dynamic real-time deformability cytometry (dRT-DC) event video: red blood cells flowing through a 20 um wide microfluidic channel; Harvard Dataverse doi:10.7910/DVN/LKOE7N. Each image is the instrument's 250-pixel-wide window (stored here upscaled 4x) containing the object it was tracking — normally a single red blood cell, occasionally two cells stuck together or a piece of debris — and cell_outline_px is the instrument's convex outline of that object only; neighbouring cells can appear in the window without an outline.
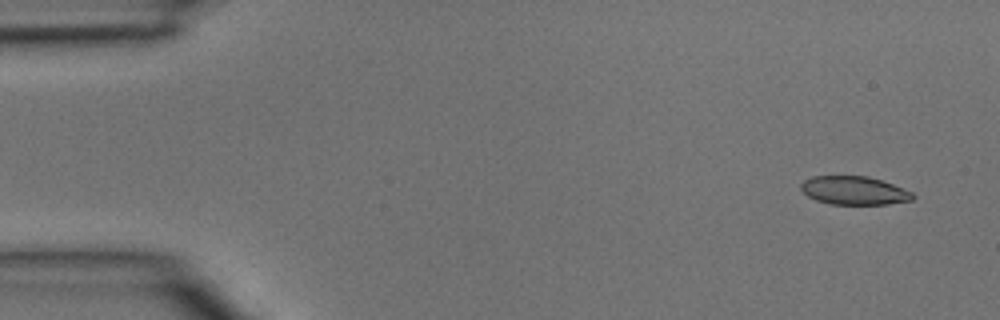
{"species": "common noctule bat (a hibernating species)", "species_latin": "Nyctalus noctula", "temperature_condition": "room temperature", "stored_images_in_passage": 3, "camera_frame_rate_fps": 3000, "um_per_image_px": 0.085, "animal": {"sex": "male", "body_mass_g": 15.6}, "frame": {"image": 1, "passage_image": 1, "time_ms": 0.0, "image_size_px": [1000, 320], "cell_outline_px": [[916, 196], [912, 200], [888, 204], [832, 204], [816, 200], [808, 196], [800, 188], [800, 184], [804, 180], [812, 176], [868, 176], [892, 184], [912, 192]], "centroid_in_image_um": [72.59, 16.19], "position_along_channel_um": 12.4, "area_um2": 18.44}}